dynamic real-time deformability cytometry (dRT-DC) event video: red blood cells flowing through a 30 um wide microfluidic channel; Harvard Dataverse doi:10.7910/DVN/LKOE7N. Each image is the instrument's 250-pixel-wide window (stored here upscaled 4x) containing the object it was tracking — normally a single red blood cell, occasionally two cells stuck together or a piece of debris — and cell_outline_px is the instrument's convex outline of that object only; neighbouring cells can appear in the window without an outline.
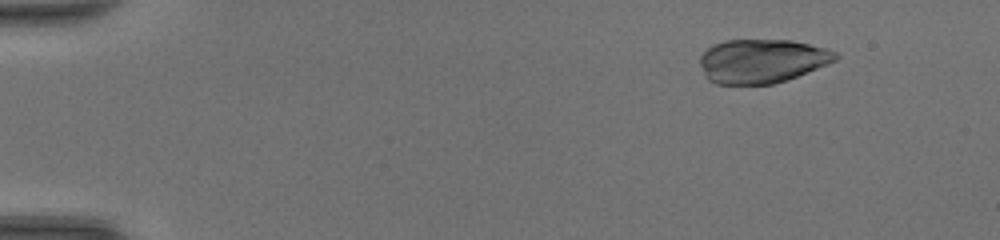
{"species": "common noctule bat (a hibernating species)", "species_latin": "Nyctalus noctula", "temperature_condition": "room temperature", "stored_images_in_passage": 48, "camera_frame_rate_fps": 3000, "um_per_image_px": 0.085, "animal": {"sex": "female", "body_mass_g": 20.0, "forearm_length_mm": 54.0}, "frame": {"image": 1, "passage_image": 6, "time_ms": 1.667, "image_size_px": [1000, 240], "cell_outline_px": [[840, 56], [836, 60], [828, 64], [796, 76], [772, 84], [716, 84], [708, 80], [704, 76], [700, 64], [700, 56], [712, 44], [724, 40], [792, 40], [828, 48], [836, 52]], "centroid_in_image_um": [64.75, 5.17], "position_along_channel_um": 20.2, "area_um2": 34.8}}
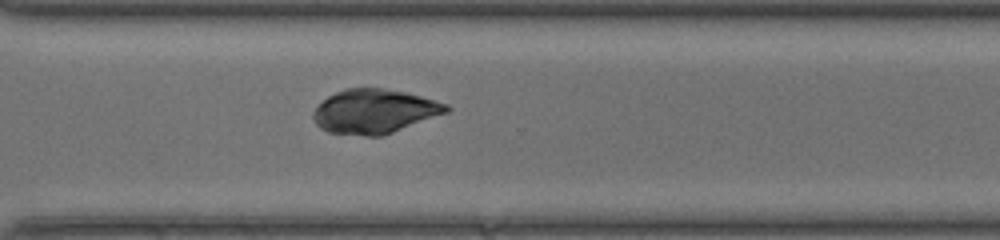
{"frame": {"image": 2, "passage_image": 36, "time_ms": 11.667, "image_size_px": [1000, 240], "cell_outline_px": [[452, 108], [448, 112], [392, 132], [380, 136], [364, 136], [328, 132], [320, 128], [316, 124], [312, 116], [312, 112], [328, 96], [344, 88], [384, 88], [404, 92], [420, 96], [448, 104]], "centroid_in_image_um": [31.81, 9.46], "position_along_channel_um": 338.8, "area_um2": 34.1}}
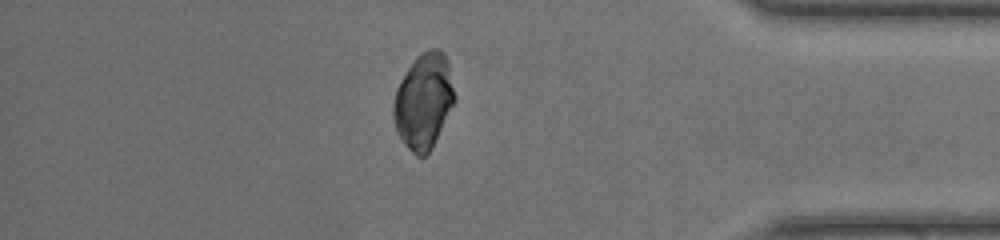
{"frame": {"image": 3, "passage_image": 42, "time_ms": 13.667, "image_size_px": [1000, 240], "cell_outline_px": [[456, 100], [432, 148], [424, 156], [416, 156], [404, 144], [396, 132], [392, 116], [392, 104], [396, 88], [400, 80], [416, 56], [420, 52], [428, 48], [440, 48], [444, 52], [448, 60], [456, 96]], "centroid_in_image_um": [36.01, 8.57], "position_along_channel_um": 399.2, "area_um2": 34.62}}